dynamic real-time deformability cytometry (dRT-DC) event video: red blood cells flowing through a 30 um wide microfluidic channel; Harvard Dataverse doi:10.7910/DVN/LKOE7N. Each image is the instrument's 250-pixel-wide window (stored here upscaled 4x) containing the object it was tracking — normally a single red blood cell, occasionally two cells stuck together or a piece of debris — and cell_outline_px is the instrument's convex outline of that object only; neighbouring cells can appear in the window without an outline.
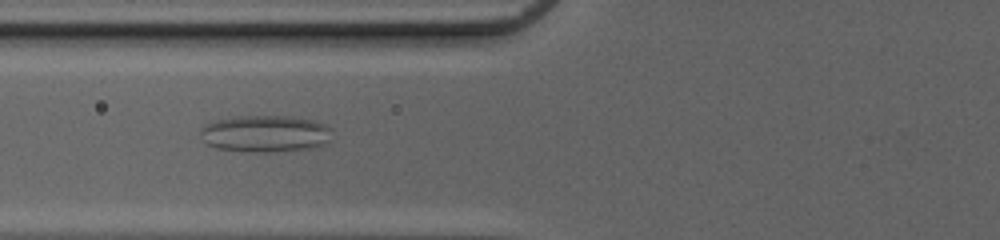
{"species": "common noctule bat (a hibernating species)", "species_latin": "Nyctalus noctula", "temperature_condition": "cold", "stored_images_in_passage": 35, "camera_frame_rate_fps": 3000, "um_per_image_px": 0.085, "animal": {"sex": "female", "body_mass_g": 20.0, "forearm_length_mm": 54.0}, "frame": {"image": 1, "passage_image": 4, "time_ms": 1.0, "image_size_px": [1000, 240], "cell_outline_px": [[328, 128], [324, 140], [320, 144], [312, 148], [256, 152], [216, 148], [208, 144], [204, 140], [200, 132], [200, 128], [216, 120], [232, 116], [292, 116], [312, 120], [324, 124]], "centroid_in_image_um": [22.43, 11.34], "position_along_channel_um": 103.4, "area_um2": 27.4}}
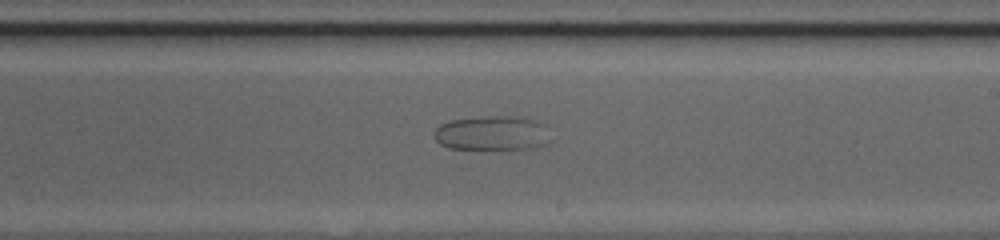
{"frame": {"image": 2, "passage_image": 15, "time_ms": 4.667, "image_size_px": [1000, 240], "cell_outline_px": [[548, 140], [544, 144], [532, 148], [448, 148], [440, 144], [436, 140], [436, 128], [440, 124], [452, 120], [480, 116], [516, 116], [536, 120], [540, 124]], "centroid_in_image_um": [41.75, 11.3], "position_along_channel_um": 247.2, "area_um2": 22.66}}
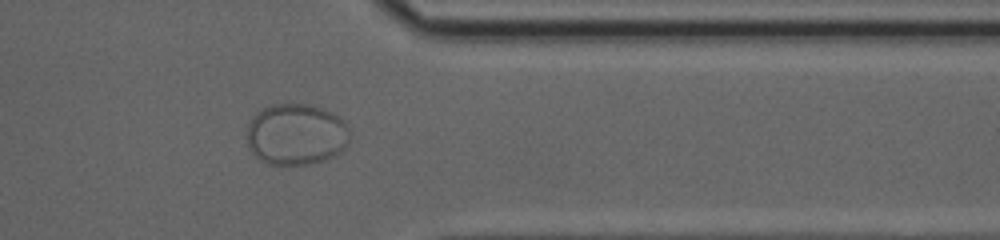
{"frame": {"image": 3, "passage_image": 26, "time_ms": 8.333, "image_size_px": [1000, 240], "cell_outline_px": [[348, 144], [340, 152], [332, 156], [312, 164], [268, 164], [260, 160], [252, 152], [248, 144], [248, 124], [264, 108], [272, 104], [308, 104], [332, 112], [348, 128]], "centroid_in_image_um": [25.17, 11.43], "position_along_channel_um": 386.2, "area_um2": 36.18}}